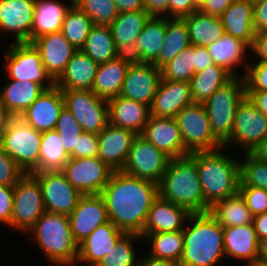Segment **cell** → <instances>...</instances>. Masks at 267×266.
<instances>
[{"instance_id": "13", "label": "cell", "mask_w": 267, "mask_h": 266, "mask_svg": "<svg viewBox=\"0 0 267 266\" xmlns=\"http://www.w3.org/2000/svg\"><path fill=\"white\" fill-rule=\"evenodd\" d=\"M170 157L157 149L141 135H137L131 145L122 172L158 184L166 171Z\"/></svg>"}, {"instance_id": "58", "label": "cell", "mask_w": 267, "mask_h": 266, "mask_svg": "<svg viewBox=\"0 0 267 266\" xmlns=\"http://www.w3.org/2000/svg\"><path fill=\"white\" fill-rule=\"evenodd\" d=\"M169 2L170 0H144V10L150 17L169 18Z\"/></svg>"}, {"instance_id": "64", "label": "cell", "mask_w": 267, "mask_h": 266, "mask_svg": "<svg viewBox=\"0 0 267 266\" xmlns=\"http://www.w3.org/2000/svg\"><path fill=\"white\" fill-rule=\"evenodd\" d=\"M138 266H178V264L167 259H159L147 254L145 257L139 256Z\"/></svg>"}, {"instance_id": "31", "label": "cell", "mask_w": 267, "mask_h": 266, "mask_svg": "<svg viewBox=\"0 0 267 266\" xmlns=\"http://www.w3.org/2000/svg\"><path fill=\"white\" fill-rule=\"evenodd\" d=\"M253 0H234L220 16L225 33L245 41L250 47L255 36Z\"/></svg>"}, {"instance_id": "53", "label": "cell", "mask_w": 267, "mask_h": 266, "mask_svg": "<svg viewBox=\"0 0 267 266\" xmlns=\"http://www.w3.org/2000/svg\"><path fill=\"white\" fill-rule=\"evenodd\" d=\"M98 134L83 132L77 143V158L97 157Z\"/></svg>"}, {"instance_id": "6", "label": "cell", "mask_w": 267, "mask_h": 266, "mask_svg": "<svg viewBox=\"0 0 267 266\" xmlns=\"http://www.w3.org/2000/svg\"><path fill=\"white\" fill-rule=\"evenodd\" d=\"M245 96L244 77H233L203 103L212 133L222 144L231 136L237 107Z\"/></svg>"}, {"instance_id": "51", "label": "cell", "mask_w": 267, "mask_h": 266, "mask_svg": "<svg viewBox=\"0 0 267 266\" xmlns=\"http://www.w3.org/2000/svg\"><path fill=\"white\" fill-rule=\"evenodd\" d=\"M246 206L253 216L267 212V191L259 187H239Z\"/></svg>"}, {"instance_id": "34", "label": "cell", "mask_w": 267, "mask_h": 266, "mask_svg": "<svg viewBox=\"0 0 267 266\" xmlns=\"http://www.w3.org/2000/svg\"><path fill=\"white\" fill-rule=\"evenodd\" d=\"M182 19L187 25L191 45L207 47L225 34L220 17L205 14L200 10Z\"/></svg>"}, {"instance_id": "3", "label": "cell", "mask_w": 267, "mask_h": 266, "mask_svg": "<svg viewBox=\"0 0 267 266\" xmlns=\"http://www.w3.org/2000/svg\"><path fill=\"white\" fill-rule=\"evenodd\" d=\"M183 230L178 266H215L225 260L223 227L208 213L191 214ZM187 225V228H186Z\"/></svg>"}, {"instance_id": "48", "label": "cell", "mask_w": 267, "mask_h": 266, "mask_svg": "<svg viewBox=\"0 0 267 266\" xmlns=\"http://www.w3.org/2000/svg\"><path fill=\"white\" fill-rule=\"evenodd\" d=\"M93 24L110 25L119 15L113 0H73Z\"/></svg>"}, {"instance_id": "18", "label": "cell", "mask_w": 267, "mask_h": 266, "mask_svg": "<svg viewBox=\"0 0 267 266\" xmlns=\"http://www.w3.org/2000/svg\"><path fill=\"white\" fill-rule=\"evenodd\" d=\"M141 136L171 159L190 154L184 147L175 118L150 115Z\"/></svg>"}, {"instance_id": "50", "label": "cell", "mask_w": 267, "mask_h": 266, "mask_svg": "<svg viewBox=\"0 0 267 266\" xmlns=\"http://www.w3.org/2000/svg\"><path fill=\"white\" fill-rule=\"evenodd\" d=\"M26 173L0 147V185L15 186Z\"/></svg>"}, {"instance_id": "68", "label": "cell", "mask_w": 267, "mask_h": 266, "mask_svg": "<svg viewBox=\"0 0 267 266\" xmlns=\"http://www.w3.org/2000/svg\"><path fill=\"white\" fill-rule=\"evenodd\" d=\"M205 2L206 0H193V4L198 10L204 5Z\"/></svg>"}, {"instance_id": "28", "label": "cell", "mask_w": 267, "mask_h": 266, "mask_svg": "<svg viewBox=\"0 0 267 266\" xmlns=\"http://www.w3.org/2000/svg\"><path fill=\"white\" fill-rule=\"evenodd\" d=\"M206 48L212 56L213 62L216 65L225 68L234 77H240L236 68L244 64L245 72L243 77L245 76L250 63L246 55L248 53L247 51H250L251 49L245 41L225 33L223 36L218 38L215 43L207 46Z\"/></svg>"}, {"instance_id": "30", "label": "cell", "mask_w": 267, "mask_h": 266, "mask_svg": "<svg viewBox=\"0 0 267 266\" xmlns=\"http://www.w3.org/2000/svg\"><path fill=\"white\" fill-rule=\"evenodd\" d=\"M69 6L59 0H35L33 21L30 30V42L43 35L61 31L65 15L73 0H69Z\"/></svg>"}, {"instance_id": "25", "label": "cell", "mask_w": 267, "mask_h": 266, "mask_svg": "<svg viewBox=\"0 0 267 266\" xmlns=\"http://www.w3.org/2000/svg\"><path fill=\"white\" fill-rule=\"evenodd\" d=\"M190 215L185 208L158 196L149 209L142 234L182 231Z\"/></svg>"}, {"instance_id": "36", "label": "cell", "mask_w": 267, "mask_h": 266, "mask_svg": "<svg viewBox=\"0 0 267 266\" xmlns=\"http://www.w3.org/2000/svg\"><path fill=\"white\" fill-rule=\"evenodd\" d=\"M234 76L222 66L210 65L196 72L190 80L193 103H204L216 90L229 82Z\"/></svg>"}, {"instance_id": "24", "label": "cell", "mask_w": 267, "mask_h": 266, "mask_svg": "<svg viewBox=\"0 0 267 266\" xmlns=\"http://www.w3.org/2000/svg\"><path fill=\"white\" fill-rule=\"evenodd\" d=\"M124 234L111 221L98 226L91 234L78 244L77 262L87 266H96Z\"/></svg>"}, {"instance_id": "26", "label": "cell", "mask_w": 267, "mask_h": 266, "mask_svg": "<svg viewBox=\"0 0 267 266\" xmlns=\"http://www.w3.org/2000/svg\"><path fill=\"white\" fill-rule=\"evenodd\" d=\"M109 124L141 135L150 116V108L134 100L117 96L108 100Z\"/></svg>"}, {"instance_id": "21", "label": "cell", "mask_w": 267, "mask_h": 266, "mask_svg": "<svg viewBox=\"0 0 267 266\" xmlns=\"http://www.w3.org/2000/svg\"><path fill=\"white\" fill-rule=\"evenodd\" d=\"M136 136L137 134L130 130L108 124L98 134L97 157L113 171L122 170Z\"/></svg>"}, {"instance_id": "47", "label": "cell", "mask_w": 267, "mask_h": 266, "mask_svg": "<svg viewBox=\"0 0 267 266\" xmlns=\"http://www.w3.org/2000/svg\"><path fill=\"white\" fill-rule=\"evenodd\" d=\"M55 130L62 138L63 147L70 155V158H77V143L83 130L66 107L60 112Z\"/></svg>"}, {"instance_id": "46", "label": "cell", "mask_w": 267, "mask_h": 266, "mask_svg": "<svg viewBox=\"0 0 267 266\" xmlns=\"http://www.w3.org/2000/svg\"><path fill=\"white\" fill-rule=\"evenodd\" d=\"M243 155V160L239 161V187H259L267 191V163L257 159L251 152Z\"/></svg>"}, {"instance_id": "54", "label": "cell", "mask_w": 267, "mask_h": 266, "mask_svg": "<svg viewBox=\"0 0 267 266\" xmlns=\"http://www.w3.org/2000/svg\"><path fill=\"white\" fill-rule=\"evenodd\" d=\"M13 186L0 185V223L10 227L13 209Z\"/></svg>"}, {"instance_id": "16", "label": "cell", "mask_w": 267, "mask_h": 266, "mask_svg": "<svg viewBox=\"0 0 267 266\" xmlns=\"http://www.w3.org/2000/svg\"><path fill=\"white\" fill-rule=\"evenodd\" d=\"M160 81V69L154 64L129 65L120 96L150 108Z\"/></svg>"}, {"instance_id": "52", "label": "cell", "mask_w": 267, "mask_h": 266, "mask_svg": "<svg viewBox=\"0 0 267 266\" xmlns=\"http://www.w3.org/2000/svg\"><path fill=\"white\" fill-rule=\"evenodd\" d=\"M116 59L128 65L143 64L142 53L136 43H119L115 49Z\"/></svg>"}, {"instance_id": "33", "label": "cell", "mask_w": 267, "mask_h": 266, "mask_svg": "<svg viewBox=\"0 0 267 266\" xmlns=\"http://www.w3.org/2000/svg\"><path fill=\"white\" fill-rule=\"evenodd\" d=\"M128 67L116 58L99 64L91 91L105 100L119 96Z\"/></svg>"}, {"instance_id": "45", "label": "cell", "mask_w": 267, "mask_h": 266, "mask_svg": "<svg viewBox=\"0 0 267 266\" xmlns=\"http://www.w3.org/2000/svg\"><path fill=\"white\" fill-rule=\"evenodd\" d=\"M161 79L190 82L195 74L194 45L183 49L175 58L160 68Z\"/></svg>"}, {"instance_id": "61", "label": "cell", "mask_w": 267, "mask_h": 266, "mask_svg": "<svg viewBox=\"0 0 267 266\" xmlns=\"http://www.w3.org/2000/svg\"><path fill=\"white\" fill-rule=\"evenodd\" d=\"M119 13L144 10V0H113Z\"/></svg>"}, {"instance_id": "20", "label": "cell", "mask_w": 267, "mask_h": 266, "mask_svg": "<svg viewBox=\"0 0 267 266\" xmlns=\"http://www.w3.org/2000/svg\"><path fill=\"white\" fill-rule=\"evenodd\" d=\"M64 98L60 88L46 89L21 115L20 118L37 131L55 130Z\"/></svg>"}, {"instance_id": "63", "label": "cell", "mask_w": 267, "mask_h": 266, "mask_svg": "<svg viewBox=\"0 0 267 266\" xmlns=\"http://www.w3.org/2000/svg\"><path fill=\"white\" fill-rule=\"evenodd\" d=\"M253 225L258 240L267 236V212L253 217Z\"/></svg>"}, {"instance_id": "1", "label": "cell", "mask_w": 267, "mask_h": 266, "mask_svg": "<svg viewBox=\"0 0 267 266\" xmlns=\"http://www.w3.org/2000/svg\"><path fill=\"white\" fill-rule=\"evenodd\" d=\"M109 221L124 233L141 235L153 201L158 197V184L113 171L100 193Z\"/></svg>"}, {"instance_id": "62", "label": "cell", "mask_w": 267, "mask_h": 266, "mask_svg": "<svg viewBox=\"0 0 267 266\" xmlns=\"http://www.w3.org/2000/svg\"><path fill=\"white\" fill-rule=\"evenodd\" d=\"M246 96L267 117V91H246Z\"/></svg>"}, {"instance_id": "29", "label": "cell", "mask_w": 267, "mask_h": 266, "mask_svg": "<svg viewBox=\"0 0 267 266\" xmlns=\"http://www.w3.org/2000/svg\"><path fill=\"white\" fill-rule=\"evenodd\" d=\"M98 65L83 51L77 50L55 86L61 90H91Z\"/></svg>"}, {"instance_id": "37", "label": "cell", "mask_w": 267, "mask_h": 266, "mask_svg": "<svg viewBox=\"0 0 267 266\" xmlns=\"http://www.w3.org/2000/svg\"><path fill=\"white\" fill-rule=\"evenodd\" d=\"M209 213L222 227L241 226L253 223V215L238 192L210 207Z\"/></svg>"}, {"instance_id": "65", "label": "cell", "mask_w": 267, "mask_h": 266, "mask_svg": "<svg viewBox=\"0 0 267 266\" xmlns=\"http://www.w3.org/2000/svg\"><path fill=\"white\" fill-rule=\"evenodd\" d=\"M14 116L0 103V140Z\"/></svg>"}, {"instance_id": "15", "label": "cell", "mask_w": 267, "mask_h": 266, "mask_svg": "<svg viewBox=\"0 0 267 266\" xmlns=\"http://www.w3.org/2000/svg\"><path fill=\"white\" fill-rule=\"evenodd\" d=\"M40 183L46 212L69 216L83 196L61 171L30 173Z\"/></svg>"}, {"instance_id": "67", "label": "cell", "mask_w": 267, "mask_h": 266, "mask_svg": "<svg viewBox=\"0 0 267 266\" xmlns=\"http://www.w3.org/2000/svg\"><path fill=\"white\" fill-rule=\"evenodd\" d=\"M251 153L257 159L267 163V138L261 142Z\"/></svg>"}, {"instance_id": "60", "label": "cell", "mask_w": 267, "mask_h": 266, "mask_svg": "<svg viewBox=\"0 0 267 266\" xmlns=\"http://www.w3.org/2000/svg\"><path fill=\"white\" fill-rule=\"evenodd\" d=\"M233 1L234 0H206L199 10L205 14L220 17Z\"/></svg>"}, {"instance_id": "44", "label": "cell", "mask_w": 267, "mask_h": 266, "mask_svg": "<svg viewBox=\"0 0 267 266\" xmlns=\"http://www.w3.org/2000/svg\"><path fill=\"white\" fill-rule=\"evenodd\" d=\"M139 240H143L139 234L124 233L96 266H138L135 242Z\"/></svg>"}, {"instance_id": "14", "label": "cell", "mask_w": 267, "mask_h": 266, "mask_svg": "<svg viewBox=\"0 0 267 266\" xmlns=\"http://www.w3.org/2000/svg\"><path fill=\"white\" fill-rule=\"evenodd\" d=\"M61 172L82 195H98L109 182L113 170L98 157L69 158Z\"/></svg>"}, {"instance_id": "27", "label": "cell", "mask_w": 267, "mask_h": 266, "mask_svg": "<svg viewBox=\"0 0 267 266\" xmlns=\"http://www.w3.org/2000/svg\"><path fill=\"white\" fill-rule=\"evenodd\" d=\"M258 238L253 223L223 227L225 258L246 260V265L258 263Z\"/></svg>"}, {"instance_id": "2", "label": "cell", "mask_w": 267, "mask_h": 266, "mask_svg": "<svg viewBox=\"0 0 267 266\" xmlns=\"http://www.w3.org/2000/svg\"><path fill=\"white\" fill-rule=\"evenodd\" d=\"M158 196L191 214L208 213L197 171V152L170 159L158 182Z\"/></svg>"}, {"instance_id": "49", "label": "cell", "mask_w": 267, "mask_h": 266, "mask_svg": "<svg viewBox=\"0 0 267 266\" xmlns=\"http://www.w3.org/2000/svg\"><path fill=\"white\" fill-rule=\"evenodd\" d=\"M244 80L246 91H267V63L250 61Z\"/></svg>"}, {"instance_id": "19", "label": "cell", "mask_w": 267, "mask_h": 266, "mask_svg": "<svg viewBox=\"0 0 267 266\" xmlns=\"http://www.w3.org/2000/svg\"><path fill=\"white\" fill-rule=\"evenodd\" d=\"M35 0H0V34H12L13 43L30 42Z\"/></svg>"}, {"instance_id": "55", "label": "cell", "mask_w": 267, "mask_h": 266, "mask_svg": "<svg viewBox=\"0 0 267 266\" xmlns=\"http://www.w3.org/2000/svg\"><path fill=\"white\" fill-rule=\"evenodd\" d=\"M198 10L193 0H170L169 2V18H184L194 11Z\"/></svg>"}, {"instance_id": "43", "label": "cell", "mask_w": 267, "mask_h": 266, "mask_svg": "<svg viewBox=\"0 0 267 266\" xmlns=\"http://www.w3.org/2000/svg\"><path fill=\"white\" fill-rule=\"evenodd\" d=\"M93 25V21L72 4L63 20L61 32L76 50H81Z\"/></svg>"}, {"instance_id": "69", "label": "cell", "mask_w": 267, "mask_h": 266, "mask_svg": "<svg viewBox=\"0 0 267 266\" xmlns=\"http://www.w3.org/2000/svg\"><path fill=\"white\" fill-rule=\"evenodd\" d=\"M249 266H267V264H253V265H249Z\"/></svg>"}, {"instance_id": "35", "label": "cell", "mask_w": 267, "mask_h": 266, "mask_svg": "<svg viewBox=\"0 0 267 266\" xmlns=\"http://www.w3.org/2000/svg\"><path fill=\"white\" fill-rule=\"evenodd\" d=\"M69 158L59 133L56 130L43 131L38 164L29 173L61 171Z\"/></svg>"}, {"instance_id": "41", "label": "cell", "mask_w": 267, "mask_h": 266, "mask_svg": "<svg viewBox=\"0 0 267 266\" xmlns=\"http://www.w3.org/2000/svg\"><path fill=\"white\" fill-rule=\"evenodd\" d=\"M144 242L151 243V251L148 255L159 258L167 259L179 264L183 254V230L174 232H159L140 235Z\"/></svg>"}, {"instance_id": "38", "label": "cell", "mask_w": 267, "mask_h": 266, "mask_svg": "<svg viewBox=\"0 0 267 266\" xmlns=\"http://www.w3.org/2000/svg\"><path fill=\"white\" fill-rule=\"evenodd\" d=\"M191 45L189 31L183 19L166 17V33L158 58L152 63L157 68L175 58Z\"/></svg>"}, {"instance_id": "10", "label": "cell", "mask_w": 267, "mask_h": 266, "mask_svg": "<svg viewBox=\"0 0 267 266\" xmlns=\"http://www.w3.org/2000/svg\"><path fill=\"white\" fill-rule=\"evenodd\" d=\"M45 212L41 185L32 174L26 173L14 186L10 227L27 233Z\"/></svg>"}, {"instance_id": "7", "label": "cell", "mask_w": 267, "mask_h": 266, "mask_svg": "<svg viewBox=\"0 0 267 266\" xmlns=\"http://www.w3.org/2000/svg\"><path fill=\"white\" fill-rule=\"evenodd\" d=\"M3 51L6 58L5 74L9 79L36 82L45 90L55 86V81L47 73L40 52L33 43L7 44Z\"/></svg>"}, {"instance_id": "66", "label": "cell", "mask_w": 267, "mask_h": 266, "mask_svg": "<svg viewBox=\"0 0 267 266\" xmlns=\"http://www.w3.org/2000/svg\"><path fill=\"white\" fill-rule=\"evenodd\" d=\"M258 264H267V236L258 241Z\"/></svg>"}, {"instance_id": "57", "label": "cell", "mask_w": 267, "mask_h": 266, "mask_svg": "<svg viewBox=\"0 0 267 266\" xmlns=\"http://www.w3.org/2000/svg\"><path fill=\"white\" fill-rule=\"evenodd\" d=\"M255 32L267 30V0H253Z\"/></svg>"}, {"instance_id": "8", "label": "cell", "mask_w": 267, "mask_h": 266, "mask_svg": "<svg viewBox=\"0 0 267 266\" xmlns=\"http://www.w3.org/2000/svg\"><path fill=\"white\" fill-rule=\"evenodd\" d=\"M42 132L37 131L20 117H14L0 140V147L25 173H29L39 159Z\"/></svg>"}, {"instance_id": "11", "label": "cell", "mask_w": 267, "mask_h": 266, "mask_svg": "<svg viewBox=\"0 0 267 266\" xmlns=\"http://www.w3.org/2000/svg\"><path fill=\"white\" fill-rule=\"evenodd\" d=\"M267 138V117L257 109L249 97L240 102L237 107L231 136L223 143L227 148L234 145L244 153L252 152Z\"/></svg>"}, {"instance_id": "9", "label": "cell", "mask_w": 267, "mask_h": 266, "mask_svg": "<svg viewBox=\"0 0 267 266\" xmlns=\"http://www.w3.org/2000/svg\"><path fill=\"white\" fill-rule=\"evenodd\" d=\"M185 149L194 152L216 151L223 144L213 135L203 103L184 107L175 117Z\"/></svg>"}, {"instance_id": "4", "label": "cell", "mask_w": 267, "mask_h": 266, "mask_svg": "<svg viewBox=\"0 0 267 266\" xmlns=\"http://www.w3.org/2000/svg\"><path fill=\"white\" fill-rule=\"evenodd\" d=\"M224 149L197 152L199 182L209 207L239 191V160L225 154Z\"/></svg>"}, {"instance_id": "23", "label": "cell", "mask_w": 267, "mask_h": 266, "mask_svg": "<svg viewBox=\"0 0 267 266\" xmlns=\"http://www.w3.org/2000/svg\"><path fill=\"white\" fill-rule=\"evenodd\" d=\"M32 43L39 50L42 63L54 81L61 76L69 60L77 51L65 39L61 31L43 35Z\"/></svg>"}, {"instance_id": "22", "label": "cell", "mask_w": 267, "mask_h": 266, "mask_svg": "<svg viewBox=\"0 0 267 266\" xmlns=\"http://www.w3.org/2000/svg\"><path fill=\"white\" fill-rule=\"evenodd\" d=\"M192 103L190 82L161 79L150 106V115L174 118Z\"/></svg>"}, {"instance_id": "17", "label": "cell", "mask_w": 267, "mask_h": 266, "mask_svg": "<svg viewBox=\"0 0 267 266\" xmlns=\"http://www.w3.org/2000/svg\"><path fill=\"white\" fill-rule=\"evenodd\" d=\"M74 240L79 244L98 226L109 221L103 198L98 195H83L68 216Z\"/></svg>"}, {"instance_id": "56", "label": "cell", "mask_w": 267, "mask_h": 266, "mask_svg": "<svg viewBox=\"0 0 267 266\" xmlns=\"http://www.w3.org/2000/svg\"><path fill=\"white\" fill-rule=\"evenodd\" d=\"M250 52L254 54L256 62L267 63V30L255 32Z\"/></svg>"}, {"instance_id": "42", "label": "cell", "mask_w": 267, "mask_h": 266, "mask_svg": "<svg viewBox=\"0 0 267 266\" xmlns=\"http://www.w3.org/2000/svg\"><path fill=\"white\" fill-rule=\"evenodd\" d=\"M149 17L145 10L119 13L118 17L109 25L115 46L119 43H136Z\"/></svg>"}, {"instance_id": "5", "label": "cell", "mask_w": 267, "mask_h": 266, "mask_svg": "<svg viewBox=\"0 0 267 266\" xmlns=\"http://www.w3.org/2000/svg\"><path fill=\"white\" fill-rule=\"evenodd\" d=\"M28 233L53 265L74 266L77 263L78 243L73 238L67 215L45 212Z\"/></svg>"}, {"instance_id": "12", "label": "cell", "mask_w": 267, "mask_h": 266, "mask_svg": "<svg viewBox=\"0 0 267 266\" xmlns=\"http://www.w3.org/2000/svg\"><path fill=\"white\" fill-rule=\"evenodd\" d=\"M66 107L83 132L99 134L108 124V100L91 90H61Z\"/></svg>"}, {"instance_id": "40", "label": "cell", "mask_w": 267, "mask_h": 266, "mask_svg": "<svg viewBox=\"0 0 267 266\" xmlns=\"http://www.w3.org/2000/svg\"><path fill=\"white\" fill-rule=\"evenodd\" d=\"M115 43L109 25L94 24L81 49L94 62L101 64L116 58Z\"/></svg>"}, {"instance_id": "59", "label": "cell", "mask_w": 267, "mask_h": 266, "mask_svg": "<svg viewBox=\"0 0 267 266\" xmlns=\"http://www.w3.org/2000/svg\"><path fill=\"white\" fill-rule=\"evenodd\" d=\"M212 56L206 47L194 45V70L200 72L213 65Z\"/></svg>"}, {"instance_id": "39", "label": "cell", "mask_w": 267, "mask_h": 266, "mask_svg": "<svg viewBox=\"0 0 267 266\" xmlns=\"http://www.w3.org/2000/svg\"><path fill=\"white\" fill-rule=\"evenodd\" d=\"M166 33V17H149L136 40L144 63H153L160 53Z\"/></svg>"}, {"instance_id": "32", "label": "cell", "mask_w": 267, "mask_h": 266, "mask_svg": "<svg viewBox=\"0 0 267 266\" xmlns=\"http://www.w3.org/2000/svg\"><path fill=\"white\" fill-rule=\"evenodd\" d=\"M45 91L36 82L11 80L0 92V103L14 116L20 115Z\"/></svg>"}]
</instances>
